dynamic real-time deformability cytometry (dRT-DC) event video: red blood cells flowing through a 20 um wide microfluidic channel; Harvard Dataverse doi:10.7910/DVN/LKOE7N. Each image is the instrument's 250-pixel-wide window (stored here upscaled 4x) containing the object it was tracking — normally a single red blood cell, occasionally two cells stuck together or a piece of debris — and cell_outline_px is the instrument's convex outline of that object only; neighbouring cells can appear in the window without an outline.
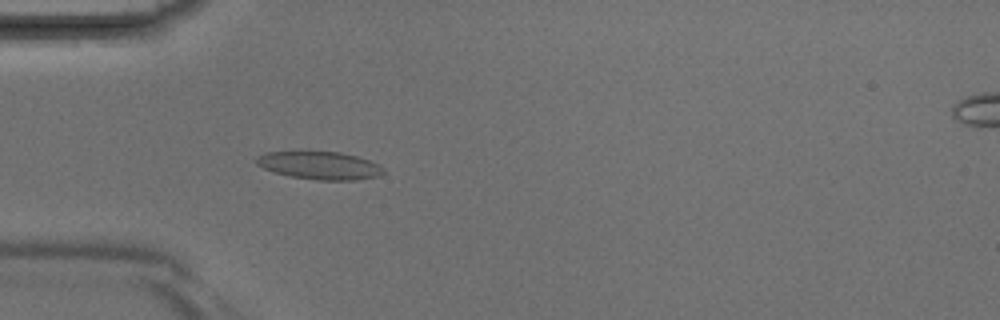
{"species": "Egyptian fruit bat (a non-hibernating species)", "species_latin": "Rousettus aegyptiacus", "temperature_condition": "room temperature", "stored_images_in_passage": 42, "camera_frame_rate_fps": 3000, "um_per_image_px": 0.085, "animal": {"sex": "male"}, "frame": {"image": 1, "passage_image": 13, "time_ms": 4.0, "image_size_px": [1000, 320], "cell_outline_px": [[384, 172], [380, 176], [352, 180], [316, 180], [288, 176], [264, 168], [256, 164], [256, 156], [268, 152], [340, 152], [356, 156], [380, 164], [384, 168]], "centroid_in_image_um": [27.2, 14.07], "position_along_channel_um": 57.8, "area_um2": 20.52}}
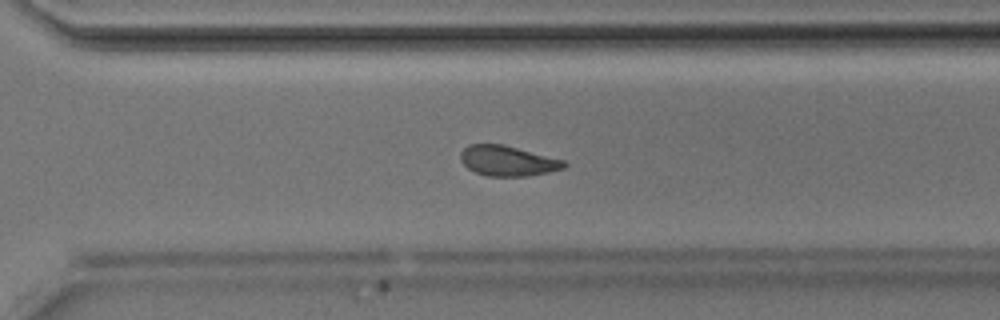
{"frame": {"image": 2, "passage_image": 30, "time_ms": 9.667, "image_size_px": [1000, 320], "cell_outline_px": [[568, 164], [564, 168], [548, 172], [528, 176], [488, 176], [476, 172], [468, 168], [460, 160], [460, 152], [468, 144], [500, 144], [564, 160]], "centroid_in_image_um": [43.13, 13.68], "position_along_channel_um": 327.5, "area_um2": 18.03}}
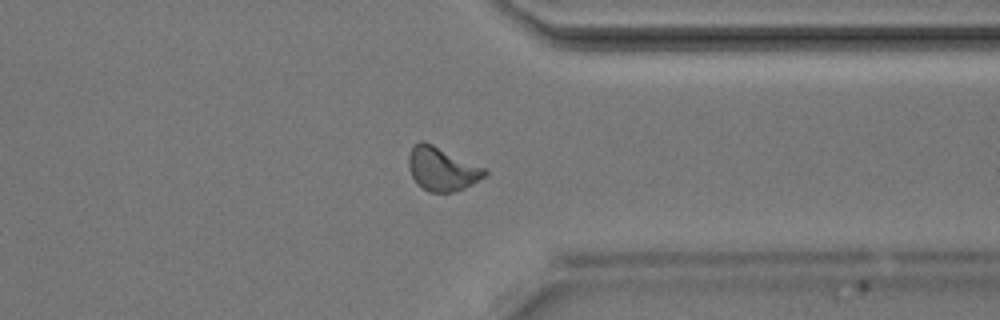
{"frame": {"image": 3, "passage_image": 33, "time_ms": 10.667, "image_size_px": [1000, 320], "cell_outline_px": [[488, 172], [484, 176], [464, 188], [452, 192], [428, 192], [412, 176], [408, 164], [408, 156], [412, 144], [420, 140], [424, 140], [488, 168]], "centroid_in_image_um": [37.58, 14.31], "position_along_channel_um": 373.8, "area_um2": 19.48}}